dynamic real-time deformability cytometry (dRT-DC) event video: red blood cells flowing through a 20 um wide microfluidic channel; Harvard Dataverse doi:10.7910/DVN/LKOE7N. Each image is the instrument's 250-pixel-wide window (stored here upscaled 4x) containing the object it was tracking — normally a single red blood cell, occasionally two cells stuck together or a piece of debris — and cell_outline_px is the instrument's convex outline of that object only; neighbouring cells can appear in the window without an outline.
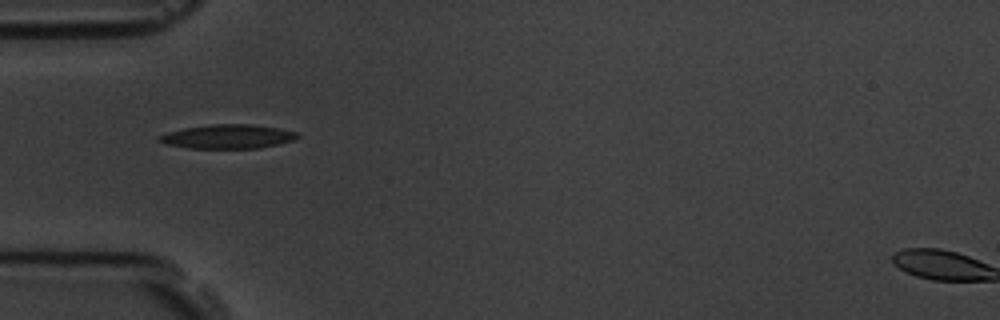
{"species": "common noctule bat (a hibernating species)", "species_latin": "Nyctalus noctula", "temperature_condition": "room temperature", "stored_images_in_passage": 3, "camera_frame_rate_fps": 3000, "um_per_image_px": 0.085, "animal": {"sex": "male", "body_mass_g": 19.5, "forearm_length_mm": 54.6}, "frame": {"image": 1, "passage_image": 1, "time_ms": 0.0, "image_size_px": [1000, 320], "cell_outline_px": [[300, 136], [292, 140], [260, 148], [188, 148], [168, 144], [156, 140], [156, 136], [168, 132], [184, 128], [212, 124], [252, 124], [280, 128], [296, 132]], "centroid_in_image_um": [19.34, 11.6], "position_along_channel_um": 65.7, "area_um2": 19.31}}
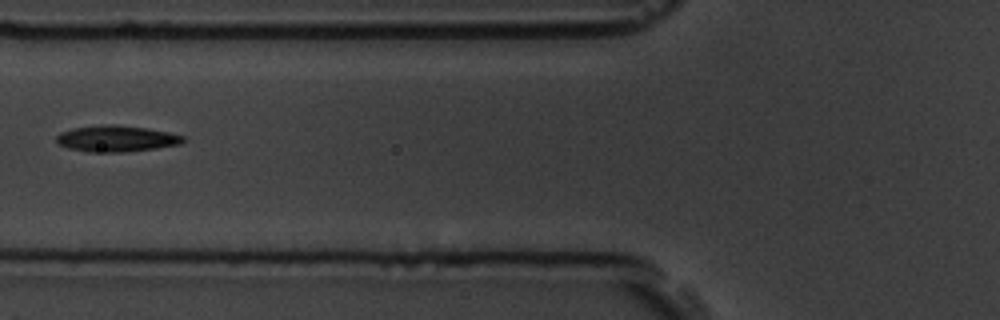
{"frame": {"image": 2, "passage_image": 2, "time_ms": 1.333, "image_size_px": [1000, 320], "cell_outline_px": [[184, 140], [180, 144], [156, 148], [124, 152], [88, 152], [68, 148], [56, 144], [56, 136], [60, 132], [72, 128], [104, 124], [116, 124], [148, 128], [168, 132], [184, 136]], "centroid_in_image_um": [9.85, 11.78], "position_along_channel_um": 116.0, "area_um2": 19.54}}
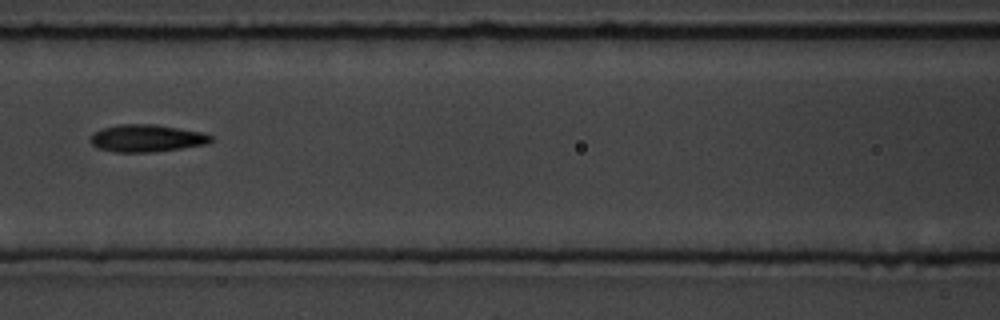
{"frame": {"image": 3, "passage_image": 3, "time_ms": 2.333, "image_size_px": [1000, 320], "cell_outline_px": [[216, 140], [208, 144], [152, 152], [116, 152], [96, 148], [92, 144], [92, 132], [104, 128], [120, 124], [156, 124], [204, 132], [212, 136]], "centroid_in_image_um": [12.52, 11.74], "position_along_channel_um": 154.1, "area_um2": 19.31}}